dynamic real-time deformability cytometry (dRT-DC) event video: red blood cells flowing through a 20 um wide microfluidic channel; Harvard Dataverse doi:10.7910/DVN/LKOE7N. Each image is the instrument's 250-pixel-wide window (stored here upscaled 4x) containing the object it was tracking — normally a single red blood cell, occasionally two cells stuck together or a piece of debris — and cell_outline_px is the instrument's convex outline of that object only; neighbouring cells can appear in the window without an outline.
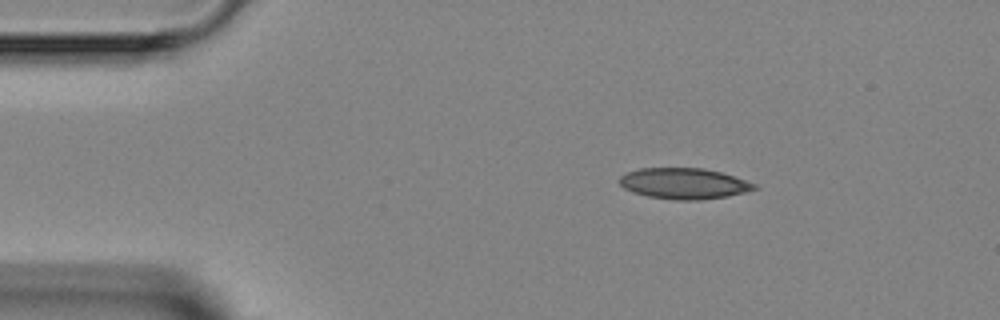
{"species": "Egyptian fruit bat (a non-hibernating species)", "species_latin": "Rousettus aegyptiacus", "temperature_condition": "room temperature", "stored_images_in_passage": 3, "camera_frame_rate_fps": 3000, "um_per_image_px": 0.085, "animal": {"sex": "female"}, "frame": {"image": 1, "passage_image": 1, "time_ms": 0.0, "image_size_px": [1000, 320], "cell_outline_px": [[756, 188], [744, 192], [728, 196], [700, 200], [676, 200], [648, 196], [632, 192], [624, 188], [620, 184], [620, 176], [628, 172], [640, 168], [704, 168], [720, 172], [756, 184]], "centroid_in_image_um": [58.11, 15.6], "position_along_channel_um": 26.9, "area_um2": 24.04}}